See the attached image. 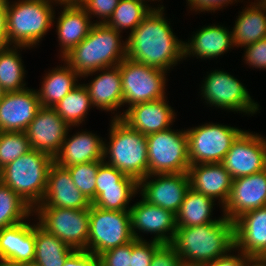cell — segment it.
I'll use <instances>...</instances> for the list:
<instances>
[{"label": "cell", "instance_id": "6da1fadb", "mask_svg": "<svg viewBox=\"0 0 266 266\" xmlns=\"http://www.w3.org/2000/svg\"><path fill=\"white\" fill-rule=\"evenodd\" d=\"M164 9H152L126 38V57L168 73L184 59V41L173 33ZM169 22V23H168Z\"/></svg>", "mask_w": 266, "mask_h": 266}, {"label": "cell", "instance_id": "7a4b0ae2", "mask_svg": "<svg viewBox=\"0 0 266 266\" xmlns=\"http://www.w3.org/2000/svg\"><path fill=\"white\" fill-rule=\"evenodd\" d=\"M185 266H197L236 252L234 222L224 215L199 226L177 227L170 243ZM235 250V251H234Z\"/></svg>", "mask_w": 266, "mask_h": 266}, {"label": "cell", "instance_id": "3957f363", "mask_svg": "<svg viewBox=\"0 0 266 266\" xmlns=\"http://www.w3.org/2000/svg\"><path fill=\"white\" fill-rule=\"evenodd\" d=\"M127 42L107 24L95 23L88 36L62 57L83 77L97 70L119 65L126 58Z\"/></svg>", "mask_w": 266, "mask_h": 266}, {"label": "cell", "instance_id": "277c9868", "mask_svg": "<svg viewBox=\"0 0 266 266\" xmlns=\"http://www.w3.org/2000/svg\"><path fill=\"white\" fill-rule=\"evenodd\" d=\"M59 3L57 0L9 1L6 7L7 45L28 48L39 45L54 25L56 13L53 6Z\"/></svg>", "mask_w": 266, "mask_h": 266}, {"label": "cell", "instance_id": "5b68a950", "mask_svg": "<svg viewBox=\"0 0 266 266\" xmlns=\"http://www.w3.org/2000/svg\"><path fill=\"white\" fill-rule=\"evenodd\" d=\"M109 131L110 141L107 144L104 141L103 161L138 182L148 176L146 136L121 119H112Z\"/></svg>", "mask_w": 266, "mask_h": 266}, {"label": "cell", "instance_id": "8992f818", "mask_svg": "<svg viewBox=\"0 0 266 266\" xmlns=\"http://www.w3.org/2000/svg\"><path fill=\"white\" fill-rule=\"evenodd\" d=\"M52 164L50 155L30 150L0 170V181L34 209L44 196Z\"/></svg>", "mask_w": 266, "mask_h": 266}, {"label": "cell", "instance_id": "52a82bcc", "mask_svg": "<svg viewBox=\"0 0 266 266\" xmlns=\"http://www.w3.org/2000/svg\"><path fill=\"white\" fill-rule=\"evenodd\" d=\"M148 175L187 173L190 167L186 130L171 128L146 135Z\"/></svg>", "mask_w": 266, "mask_h": 266}, {"label": "cell", "instance_id": "ba28073f", "mask_svg": "<svg viewBox=\"0 0 266 266\" xmlns=\"http://www.w3.org/2000/svg\"><path fill=\"white\" fill-rule=\"evenodd\" d=\"M134 239L130 211H111L91 204L89 208V238L87 251L98 257Z\"/></svg>", "mask_w": 266, "mask_h": 266}, {"label": "cell", "instance_id": "9c48e42d", "mask_svg": "<svg viewBox=\"0 0 266 266\" xmlns=\"http://www.w3.org/2000/svg\"><path fill=\"white\" fill-rule=\"evenodd\" d=\"M200 89V95L210 107L252 116L260 109L243 83L224 70L207 72Z\"/></svg>", "mask_w": 266, "mask_h": 266}, {"label": "cell", "instance_id": "30bf717a", "mask_svg": "<svg viewBox=\"0 0 266 266\" xmlns=\"http://www.w3.org/2000/svg\"><path fill=\"white\" fill-rule=\"evenodd\" d=\"M123 92V106H131L166 96L167 72L125 58L119 65Z\"/></svg>", "mask_w": 266, "mask_h": 266}, {"label": "cell", "instance_id": "8fae6325", "mask_svg": "<svg viewBox=\"0 0 266 266\" xmlns=\"http://www.w3.org/2000/svg\"><path fill=\"white\" fill-rule=\"evenodd\" d=\"M243 131L241 128L210 122L186 129L190 165L221 163Z\"/></svg>", "mask_w": 266, "mask_h": 266}, {"label": "cell", "instance_id": "7c38bea8", "mask_svg": "<svg viewBox=\"0 0 266 266\" xmlns=\"http://www.w3.org/2000/svg\"><path fill=\"white\" fill-rule=\"evenodd\" d=\"M35 219L42 228L74 250H87L89 209L35 207Z\"/></svg>", "mask_w": 266, "mask_h": 266}, {"label": "cell", "instance_id": "4fadbf2b", "mask_svg": "<svg viewBox=\"0 0 266 266\" xmlns=\"http://www.w3.org/2000/svg\"><path fill=\"white\" fill-rule=\"evenodd\" d=\"M221 164L233 179L266 169V138L243 131L232 143Z\"/></svg>", "mask_w": 266, "mask_h": 266}, {"label": "cell", "instance_id": "5bb4252c", "mask_svg": "<svg viewBox=\"0 0 266 266\" xmlns=\"http://www.w3.org/2000/svg\"><path fill=\"white\" fill-rule=\"evenodd\" d=\"M189 188L188 173L153 174L139 181V192L144 200L174 214L179 211Z\"/></svg>", "mask_w": 266, "mask_h": 266}, {"label": "cell", "instance_id": "9a60e30c", "mask_svg": "<svg viewBox=\"0 0 266 266\" xmlns=\"http://www.w3.org/2000/svg\"><path fill=\"white\" fill-rule=\"evenodd\" d=\"M131 232L134 239L145 240L140 232L154 234L153 241L170 244L177 226L176 215L167 209L149 204L143 198L130 208ZM139 232V233H137Z\"/></svg>", "mask_w": 266, "mask_h": 266}, {"label": "cell", "instance_id": "2e32d148", "mask_svg": "<svg viewBox=\"0 0 266 266\" xmlns=\"http://www.w3.org/2000/svg\"><path fill=\"white\" fill-rule=\"evenodd\" d=\"M72 129L52 107H41L25 131L32 150L54 157Z\"/></svg>", "mask_w": 266, "mask_h": 266}, {"label": "cell", "instance_id": "e0dca14e", "mask_svg": "<svg viewBox=\"0 0 266 266\" xmlns=\"http://www.w3.org/2000/svg\"><path fill=\"white\" fill-rule=\"evenodd\" d=\"M266 206V169L233 179L223 215L234 222L243 213Z\"/></svg>", "mask_w": 266, "mask_h": 266}, {"label": "cell", "instance_id": "ac0fdd59", "mask_svg": "<svg viewBox=\"0 0 266 266\" xmlns=\"http://www.w3.org/2000/svg\"><path fill=\"white\" fill-rule=\"evenodd\" d=\"M167 98L138 103L123 111L115 113L113 119H121L131 129L143 135L165 131L173 125L175 110L168 105Z\"/></svg>", "mask_w": 266, "mask_h": 266}, {"label": "cell", "instance_id": "d6986e66", "mask_svg": "<svg viewBox=\"0 0 266 266\" xmlns=\"http://www.w3.org/2000/svg\"><path fill=\"white\" fill-rule=\"evenodd\" d=\"M40 108L35 89L5 93L0 101V131L25 132Z\"/></svg>", "mask_w": 266, "mask_h": 266}, {"label": "cell", "instance_id": "ffe728a7", "mask_svg": "<svg viewBox=\"0 0 266 266\" xmlns=\"http://www.w3.org/2000/svg\"><path fill=\"white\" fill-rule=\"evenodd\" d=\"M91 204L75 186L69 171L53 163L48 172L44 196L36 207L89 209Z\"/></svg>", "mask_w": 266, "mask_h": 266}, {"label": "cell", "instance_id": "44dd1931", "mask_svg": "<svg viewBox=\"0 0 266 266\" xmlns=\"http://www.w3.org/2000/svg\"><path fill=\"white\" fill-rule=\"evenodd\" d=\"M235 249L245 256L266 255V206L243 213L234 221Z\"/></svg>", "mask_w": 266, "mask_h": 266}, {"label": "cell", "instance_id": "7402d4cb", "mask_svg": "<svg viewBox=\"0 0 266 266\" xmlns=\"http://www.w3.org/2000/svg\"><path fill=\"white\" fill-rule=\"evenodd\" d=\"M63 6L57 19L56 33L58 35L60 58L67 54L73 47L84 40L94 25L86 10L78 2H60Z\"/></svg>", "mask_w": 266, "mask_h": 266}, {"label": "cell", "instance_id": "603a6c76", "mask_svg": "<svg viewBox=\"0 0 266 266\" xmlns=\"http://www.w3.org/2000/svg\"><path fill=\"white\" fill-rule=\"evenodd\" d=\"M187 173L193 190L219 200L221 207L224 206L231 191L233 178L221 163L190 165Z\"/></svg>", "mask_w": 266, "mask_h": 266}, {"label": "cell", "instance_id": "cb8c5ba5", "mask_svg": "<svg viewBox=\"0 0 266 266\" xmlns=\"http://www.w3.org/2000/svg\"><path fill=\"white\" fill-rule=\"evenodd\" d=\"M94 79L89 83L83 85L88 90L90 96V102L92 107H97V109L108 111L114 113V111L120 110L123 106V92L121 83V73L119 66H113L108 68H103L84 75L81 78H86L88 76H93L97 74Z\"/></svg>", "mask_w": 266, "mask_h": 266}, {"label": "cell", "instance_id": "d4e9b609", "mask_svg": "<svg viewBox=\"0 0 266 266\" xmlns=\"http://www.w3.org/2000/svg\"><path fill=\"white\" fill-rule=\"evenodd\" d=\"M62 143V147L53 157V163L57 166L68 167L86 162L103 160V138L90 131L77 132L69 136Z\"/></svg>", "mask_w": 266, "mask_h": 266}, {"label": "cell", "instance_id": "484cf974", "mask_svg": "<svg viewBox=\"0 0 266 266\" xmlns=\"http://www.w3.org/2000/svg\"><path fill=\"white\" fill-rule=\"evenodd\" d=\"M35 257V224L23 221L0 229V261L17 265L32 262Z\"/></svg>", "mask_w": 266, "mask_h": 266}, {"label": "cell", "instance_id": "4316f807", "mask_svg": "<svg viewBox=\"0 0 266 266\" xmlns=\"http://www.w3.org/2000/svg\"><path fill=\"white\" fill-rule=\"evenodd\" d=\"M194 33L184 42V58L216 59L234 47L232 32L221 24L204 26Z\"/></svg>", "mask_w": 266, "mask_h": 266}, {"label": "cell", "instance_id": "83f0119b", "mask_svg": "<svg viewBox=\"0 0 266 266\" xmlns=\"http://www.w3.org/2000/svg\"><path fill=\"white\" fill-rule=\"evenodd\" d=\"M236 19L231 31L234 47H246L266 38V5L251 2Z\"/></svg>", "mask_w": 266, "mask_h": 266}, {"label": "cell", "instance_id": "f1b7e54d", "mask_svg": "<svg viewBox=\"0 0 266 266\" xmlns=\"http://www.w3.org/2000/svg\"><path fill=\"white\" fill-rule=\"evenodd\" d=\"M63 66L49 70L43 77L41 88L36 92L41 107H55L78 83L80 76L65 61ZM77 82V83H76Z\"/></svg>", "mask_w": 266, "mask_h": 266}, {"label": "cell", "instance_id": "f546056e", "mask_svg": "<svg viewBox=\"0 0 266 266\" xmlns=\"http://www.w3.org/2000/svg\"><path fill=\"white\" fill-rule=\"evenodd\" d=\"M216 200L196 192L191 187L187 190L183 202L176 215L177 227L199 226L215 222L218 219H212L213 206ZM215 203V204H214Z\"/></svg>", "mask_w": 266, "mask_h": 266}, {"label": "cell", "instance_id": "4dcf8cb0", "mask_svg": "<svg viewBox=\"0 0 266 266\" xmlns=\"http://www.w3.org/2000/svg\"><path fill=\"white\" fill-rule=\"evenodd\" d=\"M23 48L30 49L26 46L15 45L0 47V85L6 93L17 92L28 88L25 87L24 77L26 70L22 63V57L20 56V49L22 51Z\"/></svg>", "mask_w": 266, "mask_h": 266}, {"label": "cell", "instance_id": "1f68e13d", "mask_svg": "<svg viewBox=\"0 0 266 266\" xmlns=\"http://www.w3.org/2000/svg\"><path fill=\"white\" fill-rule=\"evenodd\" d=\"M74 251L55 235L47 232L38 223L35 224L34 262L40 266H63L66 259Z\"/></svg>", "mask_w": 266, "mask_h": 266}, {"label": "cell", "instance_id": "d6a6232c", "mask_svg": "<svg viewBox=\"0 0 266 266\" xmlns=\"http://www.w3.org/2000/svg\"><path fill=\"white\" fill-rule=\"evenodd\" d=\"M91 106L88 90L79 84L53 108L69 126L78 127L87 118Z\"/></svg>", "mask_w": 266, "mask_h": 266}, {"label": "cell", "instance_id": "836d02e7", "mask_svg": "<svg viewBox=\"0 0 266 266\" xmlns=\"http://www.w3.org/2000/svg\"><path fill=\"white\" fill-rule=\"evenodd\" d=\"M152 9H164V6L152 8L142 0H119L113 15L106 24L120 33L125 29H130L132 32Z\"/></svg>", "mask_w": 266, "mask_h": 266}, {"label": "cell", "instance_id": "e575fe53", "mask_svg": "<svg viewBox=\"0 0 266 266\" xmlns=\"http://www.w3.org/2000/svg\"><path fill=\"white\" fill-rule=\"evenodd\" d=\"M29 216H35L33 208L0 181V229L19 224Z\"/></svg>", "mask_w": 266, "mask_h": 266}, {"label": "cell", "instance_id": "d590c367", "mask_svg": "<svg viewBox=\"0 0 266 266\" xmlns=\"http://www.w3.org/2000/svg\"><path fill=\"white\" fill-rule=\"evenodd\" d=\"M139 193V187L101 188V194L92 202L93 206L111 211H129L132 197Z\"/></svg>", "mask_w": 266, "mask_h": 266}, {"label": "cell", "instance_id": "8d00e7d4", "mask_svg": "<svg viewBox=\"0 0 266 266\" xmlns=\"http://www.w3.org/2000/svg\"><path fill=\"white\" fill-rule=\"evenodd\" d=\"M30 150L26 132L0 131V170Z\"/></svg>", "mask_w": 266, "mask_h": 266}, {"label": "cell", "instance_id": "74e56055", "mask_svg": "<svg viewBox=\"0 0 266 266\" xmlns=\"http://www.w3.org/2000/svg\"><path fill=\"white\" fill-rule=\"evenodd\" d=\"M102 162L103 160L66 167L75 186L91 203L95 200L96 175Z\"/></svg>", "mask_w": 266, "mask_h": 266}, {"label": "cell", "instance_id": "f35d334b", "mask_svg": "<svg viewBox=\"0 0 266 266\" xmlns=\"http://www.w3.org/2000/svg\"><path fill=\"white\" fill-rule=\"evenodd\" d=\"M110 187H139V182L103 161L97 170L95 199L101 194V188Z\"/></svg>", "mask_w": 266, "mask_h": 266}, {"label": "cell", "instance_id": "ab89813d", "mask_svg": "<svg viewBox=\"0 0 266 266\" xmlns=\"http://www.w3.org/2000/svg\"><path fill=\"white\" fill-rule=\"evenodd\" d=\"M78 3L91 18H100L99 21H95L96 23L106 24L113 15L119 0H79Z\"/></svg>", "mask_w": 266, "mask_h": 266}, {"label": "cell", "instance_id": "60d3db41", "mask_svg": "<svg viewBox=\"0 0 266 266\" xmlns=\"http://www.w3.org/2000/svg\"><path fill=\"white\" fill-rule=\"evenodd\" d=\"M162 245L157 241L132 240L131 266H150L155 251Z\"/></svg>", "mask_w": 266, "mask_h": 266}, {"label": "cell", "instance_id": "b9f144b4", "mask_svg": "<svg viewBox=\"0 0 266 266\" xmlns=\"http://www.w3.org/2000/svg\"><path fill=\"white\" fill-rule=\"evenodd\" d=\"M132 241L98 256L99 266H131Z\"/></svg>", "mask_w": 266, "mask_h": 266}, {"label": "cell", "instance_id": "7bdbcfd3", "mask_svg": "<svg viewBox=\"0 0 266 266\" xmlns=\"http://www.w3.org/2000/svg\"><path fill=\"white\" fill-rule=\"evenodd\" d=\"M244 48L243 60L248 66L256 69H266V38L260 39Z\"/></svg>", "mask_w": 266, "mask_h": 266}, {"label": "cell", "instance_id": "ee69618b", "mask_svg": "<svg viewBox=\"0 0 266 266\" xmlns=\"http://www.w3.org/2000/svg\"><path fill=\"white\" fill-rule=\"evenodd\" d=\"M150 266H185L171 244H162L154 253Z\"/></svg>", "mask_w": 266, "mask_h": 266}, {"label": "cell", "instance_id": "f6af8a7d", "mask_svg": "<svg viewBox=\"0 0 266 266\" xmlns=\"http://www.w3.org/2000/svg\"><path fill=\"white\" fill-rule=\"evenodd\" d=\"M235 1L239 2V0H186L188 3L189 9L195 12H207L210 11L212 13L228 6L229 4H233ZM241 1V0H240ZM224 6V7H223ZM193 9V10H192Z\"/></svg>", "mask_w": 266, "mask_h": 266}, {"label": "cell", "instance_id": "bcb514c9", "mask_svg": "<svg viewBox=\"0 0 266 266\" xmlns=\"http://www.w3.org/2000/svg\"><path fill=\"white\" fill-rule=\"evenodd\" d=\"M63 266H99V260L87 250H75Z\"/></svg>", "mask_w": 266, "mask_h": 266}, {"label": "cell", "instance_id": "7dc6e473", "mask_svg": "<svg viewBox=\"0 0 266 266\" xmlns=\"http://www.w3.org/2000/svg\"><path fill=\"white\" fill-rule=\"evenodd\" d=\"M231 253L233 252L230 251L223 257L199 264L197 266H243V262L246 256L241 251L237 252L238 255H231Z\"/></svg>", "mask_w": 266, "mask_h": 266}, {"label": "cell", "instance_id": "c3c4849f", "mask_svg": "<svg viewBox=\"0 0 266 266\" xmlns=\"http://www.w3.org/2000/svg\"><path fill=\"white\" fill-rule=\"evenodd\" d=\"M6 7H7V3L0 2V47L7 45Z\"/></svg>", "mask_w": 266, "mask_h": 266}, {"label": "cell", "instance_id": "681fc988", "mask_svg": "<svg viewBox=\"0 0 266 266\" xmlns=\"http://www.w3.org/2000/svg\"><path fill=\"white\" fill-rule=\"evenodd\" d=\"M243 266H266L265 256H246Z\"/></svg>", "mask_w": 266, "mask_h": 266}, {"label": "cell", "instance_id": "f907efd6", "mask_svg": "<svg viewBox=\"0 0 266 266\" xmlns=\"http://www.w3.org/2000/svg\"><path fill=\"white\" fill-rule=\"evenodd\" d=\"M0 266H21V265L13 264L6 261H0Z\"/></svg>", "mask_w": 266, "mask_h": 266}, {"label": "cell", "instance_id": "816d5d0a", "mask_svg": "<svg viewBox=\"0 0 266 266\" xmlns=\"http://www.w3.org/2000/svg\"><path fill=\"white\" fill-rule=\"evenodd\" d=\"M21 266H40L38 263L32 261L22 264Z\"/></svg>", "mask_w": 266, "mask_h": 266}, {"label": "cell", "instance_id": "f5cc1de1", "mask_svg": "<svg viewBox=\"0 0 266 266\" xmlns=\"http://www.w3.org/2000/svg\"><path fill=\"white\" fill-rule=\"evenodd\" d=\"M5 93L6 92L4 91V89L2 88V86L0 85V101L3 99Z\"/></svg>", "mask_w": 266, "mask_h": 266}, {"label": "cell", "instance_id": "db71d44e", "mask_svg": "<svg viewBox=\"0 0 266 266\" xmlns=\"http://www.w3.org/2000/svg\"><path fill=\"white\" fill-rule=\"evenodd\" d=\"M256 1V2H255ZM254 3L266 5V0H255Z\"/></svg>", "mask_w": 266, "mask_h": 266}, {"label": "cell", "instance_id": "11a10c76", "mask_svg": "<svg viewBox=\"0 0 266 266\" xmlns=\"http://www.w3.org/2000/svg\"><path fill=\"white\" fill-rule=\"evenodd\" d=\"M142 1L145 2V3H148L149 1L151 2V1H154V0H147L148 2L146 0H142ZM155 1H160V0H155Z\"/></svg>", "mask_w": 266, "mask_h": 266}, {"label": "cell", "instance_id": "9f6ffc18", "mask_svg": "<svg viewBox=\"0 0 266 266\" xmlns=\"http://www.w3.org/2000/svg\"><path fill=\"white\" fill-rule=\"evenodd\" d=\"M1 3H8L9 0H0Z\"/></svg>", "mask_w": 266, "mask_h": 266}]
</instances>
